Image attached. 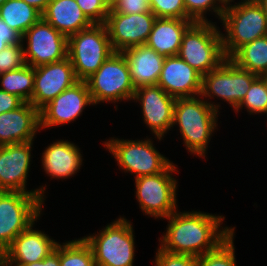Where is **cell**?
Returning a JSON list of instances; mask_svg holds the SVG:
<instances>
[{
  "label": "cell",
  "instance_id": "6da1fadb",
  "mask_svg": "<svg viewBox=\"0 0 267 266\" xmlns=\"http://www.w3.org/2000/svg\"><path fill=\"white\" fill-rule=\"evenodd\" d=\"M159 248L172 254L199 257L216 249L235 227H222L225 217L201 211H175L169 217ZM222 227V228H221Z\"/></svg>",
  "mask_w": 267,
  "mask_h": 266
},
{
  "label": "cell",
  "instance_id": "7a4b0ae2",
  "mask_svg": "<svg viewBox=\"0 0 267 266\" xmlns=\"http://www.w3.org/2000/svg\"><path fill=\"white\" fill-rule=\"evenodd\" d=\"M219 114L200 95L176 98L172 126L179 127L186 150L192 155L206 157L208 143L218 126Z\"/></svg>",
  "mask_w": 267,
  "mask_h": 266
},
{
  "label": "cell",
  "instance_id": "3957f363",
  "mask_svg": "<svg viewBox=\"0 0 267 266\" xmlns=\"http://www.w3.org/2000/svg\"><path fill=\"white\" fill-rule=\"evenodd\" d=\"M220 21L226 34H221L226 58L243 45L267 36V16L256 0L228 2Z\"/></svg>",
  "mask_w": 267,
  "mask_h": 266
},
{
  "label": "cell",
  "instance_id": "277c9868",
  "mask_svg": "<svg viewBox=\"0 0 267 266\" xmlns=\"http://www.w3.org/2000/svg\"><path fill=\"white\" fill-rule=\"evenodd\" d=\"M221 34L212 21L193 22L183 34L178 56L202 76L209 73L226 59Z\"/></svg>",
  "mask_w": 267,
  "mask_h": 266
},
{
  "label": "cell",
  "instance_id": "5b68a950",
  "mask_svg": "<svg viewBox=\"0 0 267 266\" xmlns=\"http://www.w3.org/2000/svg\"><path fill=\"white\" fill-rule=\"evenodd\" d=\"M131 221L119 217L97 234L83 237L91 247L96 266H133L135 237Z\"/></svg>",
  "mask_w": 267,
  "mask_h": 266
},
{
  "label": "cell",
  "instance_id": "8992f818",
  "mask_svg": "<svg viewBox=\"0 0 267 266\" xmlns=\"http://www.w3.org/2000/svg\"><path fill=\"white\" fill-rule=\"evenodd\" d=\"M113 52L105 24H92L68 37L67 57L78 80L88 79Z\"/></svg>",
  "mask_w": 267,
  "mask_h": 266
},
{
  "label": "cell",
  "instance_id": "52a82bcc",
  "mask_svg": "<svg viewBox=\"0 0 267 266\" xmlns=\"http://www.w3.org/2000/svg\"><path fill=\"white\" fill-rule=\"evenodd\" d=\"M85 81L94 105L132 100L136 90L122 52H113Z\"/></svg>",
  "mask_w": 267,
  "mask_h": 266
},
{
  "label": "cell",
  "instance_id": "ba28073f",
  "mask_svg": "<svg viewBox=\"0 0 267 266\" xmlns=\"http://www.w3.org/2000/svg\"><path fill=\"white\" fill-rule=\"evenodd\" d=\"M44 202L31 193L0 191V250L4 252L13 240L42 214Z\"/></svg>",
  "mask_w": 267,
  "mask_h": 266
},
{
  "label": "cell",
  "instance_id": "9c48e42d",
  "mask_svg": "<svg viewBox=\"0 0 267 266\" xmlns=\"http://www.w3.org/2000/svg\"><path fill=\"white\" fill-rule=\"evenodd\" d=\"M257 77L258 75L239 68L233 61L226 58L218 67L202 76L200 96L203 99L208 97L205 101L217 112L221 107L220 104L209 101L214 96L228 102L235 110Z\"/></svg>",
  "mask_w": 267,
  "mask_h": 266
},
{
  "label": "cell",
  "instance_id": "30bf717a",
  "mask_svg": "<svg viewBox=\"0 0 267 266\" xmlns=\"http://www.w3.org/2000/svg\"><path fill=\"white\" fill-rule=\"evenodd\" d=\"M114 138L105 141V148L118 162L119 168L125 173H133L135 178L161 173L173 163L156 149L152 139Z\"/></svg>",
  "mask_w": 267,
  "mask_h": 266
},
{
  "label": "cell",
  "instance_id": "8fae6325",
  "mask_svg": "<svg viewBox=\"0 0 267 266\" xmlns=\"http://www.w3.org/2000/svg\"><path fill=\"white\" fill-rule=\"evenodd\" d=\"M177 165L172 163L165 171L135 178V193L139 207L146 215L167 218L177 210V180L172 176Z\"/></svg>",
  "mask_w": 267,
  "mask_h": 266
},
{
  "label": "cell",
  "instance_id": "7c38bea8",
  "mask_svg": "<svg viewBox=\"0 0 267 266\" xmlns=\"http://www.w3.org/2000/svg\"><path fill=\"white\" fill-rule=\"evenodd\" d=\"M25 40L27 45H25ZM21 42L25 63L32 67L59 62L67 58L68 38L43 18L25 32L21 37Z\"/></svg>",
  "mask_w": 267,
  "mask_h": 266
},
{
  "label": "cell",
  "instance_id": "4fadbf2b",
  "mask_svg": "<svg viewBox=\"0 0 267 266\" xmlns=\"http://www.w3.org/2000/svg\"><path fill=\"white\" fill-rule=\"evenodd\" d=\"M33 141L0 146V191H20L45 200V186L27 190Z\"/></svg>",
  "mask_w": 267,
  "mask_h": 266
},
{
  "label": "cell",
  "instance_id": "5bb4252c",
  "mask_svg": "<svg viewBox=\"0 0 267 266\" xmlns=\"http://www.w3.org/2000/svg\"><path fill=\"white\" fill-rule=\"evenodd\" d=\"M90 105L94 103L87 83L79 80L39 110L40 130L75 121Z\"/></svg>",
  "mask_w": 267,
  "mask_h": 266
},
{
  "label": "cell",
  "instance_id": "9a60e30c",
  "mask_svg": "<svg viewBox=\"0 0 267 266\" xmlns=\"http://www.w3.org/2000/svg\"><path fill=\"white\" fill-rule=\"evenodd\" d=\"M156 16L152 12L123 14L109 13L105 25L114 52L145 45Z\"/></svg>",
  "mask_w": 267,
  "mask_h": 266
},
{
  "label": "cell",
  "instance_id": "2e32d148",
  "mask_svg": "<svg viewBox=\"0 0 267 266\" xmlns=\"http://www.w3.org/2000/svg\"><path fill=\"white\" fill-rule=\"evenodd\" d=\"M141 104L142 118L155 138L163 140L164 134L173 129V114L176 99L160 86H143L135 90L133 99ZM164 136V137H163Z\"/></svg>",
  "mask_w": 267,
  "mask_h": 266
},
{
  "label": "cell",
  "instance_id": "e0dca14e",
  "mask_svg": "<svg viewBox=\"0 0 267 266\" xmlns=\"http://www.w3.org/2000/svg\"><path fill=\"white\" fill-rule=\"evenodd\" d=\"M78 81L68 57L59 62L34 67V89L30 103L40 110Z\"/></svg>",
  "mask_w": 267,
  "mask_h": 266
},
{
  "label": "cell",
  "instance_id": "ac0fdd59",
  "mask_svg": "<svg viewBox=\"0 0 267 266\" xmlns=\"http://www.w3.org/2000/svg\"><path fill=\"white\" fill-rule=\"evenodd\" d=\"M157 85L176 98L196 97L201 94L202 75L178 55L166 57Z\"/></svg>",
  "mask_w": 267,
  "mask_h": 266
},
{
  "label": "cell",
  "instance_id": "d6986e66",
  "mask_svg": "<svg viewBox=\"0 0 267 266\" xmlns=\"http://www.w3.org/2000/svg\"><path fill=\"white\" fill-rule=\"evenodd\" d=\"M39 130V110L30 102L0 114V146L34 141Z\"/></svg>",
  "mask_w": 267,
  "mask_h": 266
},
{
  "label": "cell",
  "instance_id": "ffe728a7",
  "mask_svg": "<svg viewBox=\"0 0 267 266\" xmlns=\"http://www.w3.org/2000/svg\"><path fill=\"white\" fill-rule=\"evenodd\" d=\"M32 223L20 233L3 252L2 258L8 264H29L39 262L55 250L58 243L41 230H34Z\"/></svg>",
  "mask_w": 267,
  "mask_h": 266
},
{
  "label": "cell",
  "instance_id": "44dd1931",
  "mask_svg": "<svg viewBox=\"0 0 267 266\" xmlns=\"http://www.w3.org/2000/svg\"><path fill=\"white\" fill-rule=\"evenodd\" d=\"M82 157L80 148L75 143L60 139L45 148L41 161L47 176L67 179L80 170Z\"/></svg>",
  "mask_w": 267,
  "mask_h": 266
},
{
  "label": "cell",
  "instance_id": "7402d4cb",
  "mask_svg": "<svg viewBox=\"0 0 267 266\" xmlns=\"http://www.w3.org/2000/svg\"><path fill=\"white\" fill-rule=\"evenodd\" d=\"M128 62L131 80L135 89L157 85L165 56L146 45L126 48L122 52Z\"/></svg>",
  "mask_w": 267,
  "mask_h": 266
},
{
  "label": "cell",
  "instance_id": "603a6c76",
  "mask_svg": "<svg viewBox=\"0 0 267 266\" xmlns=\"http://www.w3.org/2000/svg\"><path fill=\"white\" fill-rule=\"evenodd\" d=\"M192 23L187 19L156 18L145 45L165 57L176 56L183 34Z\"/></svg>",
  "mask_w": 267,
  "mask_h": 266
},
{
  "label": "cell",
  "instance_id": "cb8c5ba5",
  "mask_svg": "<svg viewBox=\"0 0 267 266\" xmlns=\"http://www.w3.org/2000/svg\"><path fill=\"white\" fill-rule=\"evenodd\" d=\"M42 18L67 38L93 24L75 0H51Z\"/></svg>",
  "mask_w": 267,
  "mask_h": 266
},
{
  "label": "cell",
  "instance_id": "d4e9b609",
  "mask_svg": "<svg viewBox=\"0 0 267 266\" xmlns=\"http://www.w3.org/2000/svg\"><path fill=\"white\" fill-rule=\"evenodd\" d=\"M42 18V14L23 0H6L0 6V19L21 37Z\"/></svg>",
  "mask_w": 267,
  "mask_h": 266
},
{
  "label": "cell",
  "instance_id": "484cf974",
  "mask_svg": "<svg viewBox=\"0 0 267 266\" xmlns=\"http://www.w3.org/2000/svg\"><path fill=\"white\" fill-rule=\"evenodd\" d=\"M229 59L258 76L267 74V36L243 45Z\"/></svg>",
  "mask_w": 267,
  "mask_h": 266
},
{
  "label": "cell",
  "instance_id": "4316f807",
  "mask_svg": "<svg viewBox=\"0 0 267 266\" xmlns=\"http://www.w3.org/2000/svg\"><path fill=\"white\" fill-rule=\"evenodd\" d=\"M34 89V67L24 66L0 74V90L18 96L23 102H31Z\"/></svg>",
  "mask_w": 267,
  "mask_h": 266
},
{
  "label": "cell",
  "instance_id": "83f0119b",
  "mask_svg": "<svg viewBox=\"0 0 267 266\" xmlns=\"http://www.w3.org/2000/svg\"><path fill=\"white\" fill-rule=\"evenodd\" d=\"M60 266H96L91 247L83 238L60 243Z\"/></svg>",
  "mask_w": 267,
  "mask_h": 266
},
{
  "label": "cell",
  "instance_id": "f1b7e54d",
  "mask_svg": "<svg viewBox=\"0 0 267 266\" xmlns=\"http://www.w3.org/2000/svg\"><path fill=\"white\" fill-rule=\"evenodd\" d=\"M245 107L249 115L251 114H266L267 115V86L265 78L258 76L251 84L245 97L234 110L236 113Z\"/></svg>",
  "mask_w": 267,
  "mask_h": 266
},
{
  "label": "cell",
  "instance_id": "f546056e",
  "mask_svg": "<svg viewBox=\"0 0 267 266\" xmlns=\"http://www.w3.org/2000/svg\"><path fill=\"white\" fill-rule=\"evenodd\" d=\"M234 232L216 249L197 257V266H236Z\"/></svg>",
  "mask_w": 267,
  "mask_h": 266
},
{
  "label": "cell",
  "instance_id": "4dcf8cb0",
  "mask_svg": "<svg viewBox=\"0 0 267 266\" xmlns=\"http://www.w3.org/2000/svg\"><path fill=\"white\" fill-rule=\"evenodd\" d=\"M187 20L193 22H208L206 13L209 11L214 12L217 18L221 20L224 10L228 2L226 0H183ZM221 4V5H220Z\"/></svg>",
  "mask_w": 267,
  "mask_h": 266
},
{
  "label": "cell",
  "instance_id": "1f68e13d",
  "mask_svg": "<svg viewBox=\"0 0 267 266\" xmlns=\"http://www.w3.org/2000/svg\"><path fill=\"white\" fill-rule=\"evenodd\" d=\"M149 7L156 18L187 19L183 0H149Z\"/></svg>",
  "mask_w": 267,
  "mask_h": 266
},
{
  "label": "cell",
  "instance_id": "d6a6232c",
  "mask_svg": "<svg viewBox=\"0 0 267 266\" xmlns=\"http://www.w3.org/2000/svg\"><path fill=\"white\" fill-rule=\"evenodd\" d=\"M93 24H105L110 10V0H75Z\"/></svg>",
  "mask_w": 267,
  "mask_h": 266
},
{
  "label": "cell",
  "instance_id": "836d02e7",
  "mask_svg": "<svg viewBox=\"0 0 267 266\" xmlns=\"http://www.w3.org/2000/svg\"><path fill=\"white\" fill-rule=\"evenodd\" d=\"M23 43L10 44L0 52V74L24 66Z\"/></svg>",
  "mask_w": 267,
  "mask_h": 266
},
{
  "label": "cell",
  "instance_id": "e575fe53",
  "mask_svg": "<svg viewBox=\"0 0 267 266\" xmlns=\"http://www.w3.org/2000/svg\"><path fill=\"white\" fill-rule=\"evenodd\" d=\"M155 266H197V258L191 255L172 254L160 248L155 255Z\"/></svg>",
  "mask_w": 267,
  "mask_h": 266
},
{
  "label": "cell",
  "instance_id": "d590c367",
  "mask_svg": "<svg viewBox=\"0 0 267 266\" xmlns=\"http://www.w3.org/2000/svg\"><path fill=\"white\" fill-rule=\"evenodd\" d=\"M151 12L149 0H110L109 13L135 14Z\"/></svg>",
  "mask_w": 267,
  "mask_h": 266
},
{
  "label": "cell",
  "instance_id": "8d00e7d4",
  "mask_svg": "<svg viewBox=\"0 0 267 266\" xmlns=\"http://www.w3.org/2000/svg\"><path fill=\"white\" fill-rule=\"evenodd\" d=\"M21 42V36L0 19V52L10 44Z\"/></svg>",
  "mask_w": 267,
  "mask_h": 266
},
{
  "label": "cell",
  "instance_id": "74e56055",
  "mask_svg": "<svg viewBox=\"0 0 267 266\" xmlns=\"http://www.w3.org/2000/svg\"><path fill=\"white\" fill-rule=\"evenodd\" d=\"M24 102L16 95L0 90V114L17 109Z\"/></svg>",
  "mask_w": 267,
  "mask_h": 266
},
{
  "label": "cell",
  "instance_id": "f35d334b",
  "mask_svg": "<svg viewBox=\"0 0 267 266\" xmlns=\"http://www.w3.org/2000/svg\"><path fill=\"white\" fill-rule=\"evenodd\" d=\"M9 266H60V244L58 243L55 250L39 262L29 264H9Z\"/></svg>",
  "mask_w": 267,
  "mask_h": 266
},
{
  "label": "cell",
  "instance_id": "ab89813d",
  "mask_svg": "<svg viewBox=\"0 0 267 266\" xmlns=\"http://www.w3.org/2000/svg\"><path fill=\"white\" fill-rule=\"evenodd\" d=\"M23 1H25L28 5L37 9L42 14L51 0H23Z\"/></svg>",
  "mask_w": 267,
  "mask_h": 266
},
{
  "label": "cell",
  "instance_id": "60d3db41",
  "mask_svg": "<svg viewBox=\"0 0 267 266\" xmlns=\"http://www.w3.org/2000/svg\"><path fill=\"white\" fill-rule=\"evenodd\" d=\"M260 6L262 7L263 11L265 12L267 16V0H256Z\"/></svg>",
  "mask_w": 267,
  "mask_h": 266
},
{
  "label": "cell",
  "instance_id": "b9f144b4",
  "mask_svg": "<svg viewBox=\"0 0 267 266\" xmlns=\"http://www.w3.org/2000/svg\"><path fill=\"white\" fill-rule=\"evenodd\" d=\"M0 266H9V264L3 258H0Z\"/></svg>",
  "mask_w": 267,
  "mask_h": 266
},
{
  "label": "cell",
  "instance_id": "7bdbcfd3",
  "mask_svg": "<svg viewBox=\"0 0 267 266\" xmlns=\"http://www.w3.org/2000/svg\"><path fill=\"white\" fill-rule=\"evenodd\" d=\"M263 77L265 78V83H266V86H267V74L263 75Z\"/></svg>",
  "mask_w": 267,
  "mask_h": 266
},
{
  "label": "cell",
  "instance_id": "ee69618b",
  "mask_svg": "<svg viewBox=\"0 0 267 266\" xmlns=\"http://www.w3.org/2000/svg\"><path fill=\"white\" fill-rule=\"evenodd\" d=\"M6 0H0V6L5 2Z\"/></svg>",
  "mask_w": 267,
  "mask_h": 266
},
{
  "label": "cell",
  "instance_id": "f6af8a7d",
  "mask_svg": "<svg viewBox=\"0 0 267 266\" xmlns=\"http://www.w3.org/2000/svg\"><path fill=\"white\" fill-rule=\"evenodd\" d=\"M3 256V252L0 250V258H2Z\"/></svg>",
  "mask_w": 267,
  "mask_h": 266
}]
</instances>
